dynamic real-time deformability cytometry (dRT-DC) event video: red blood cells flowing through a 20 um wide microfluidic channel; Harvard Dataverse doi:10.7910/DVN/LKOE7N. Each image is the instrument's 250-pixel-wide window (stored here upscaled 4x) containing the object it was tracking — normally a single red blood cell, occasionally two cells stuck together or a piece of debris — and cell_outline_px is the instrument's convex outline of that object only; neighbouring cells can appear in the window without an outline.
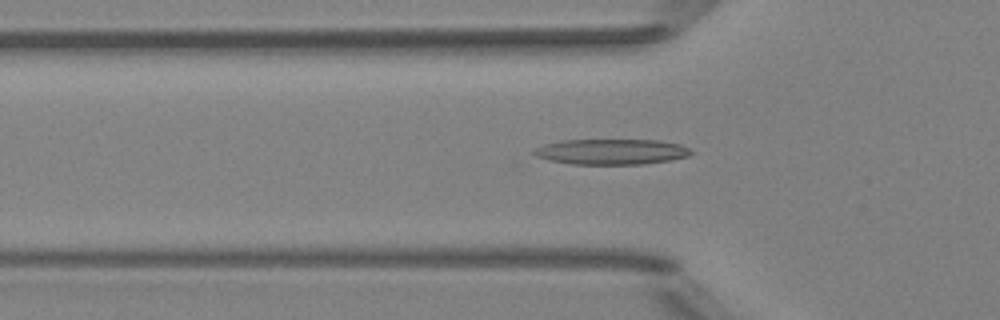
{"species": "Egyptian fruit bat (a non-hibernating species)", "species_latin": "Rousettus aegyptiacus", "temperature_condition": "room temperature", "stored_images_in_passage": 39, "camera_frame_rate_fps": 3000, "um_per_image_px": 0.085, "animal": {"sex": "female"}, "frame": {"image": 1, "passage_image": 8, "time_ms": 2.333, "image_size_px": [1000, 320], "cell_outline_px": [[692, 152], [688, 156], [672, 160], [640, 164], [572, 164], [548, 160], [536, 156], [532, 152], [536, 148], [544, 144], [560, 140], [660, 140], [680, 144], [688, 148]], "centroid_in_image_um": [51.96, 12.89], "position_along_channel_um": 73.8, "area_um2": 23.35}}
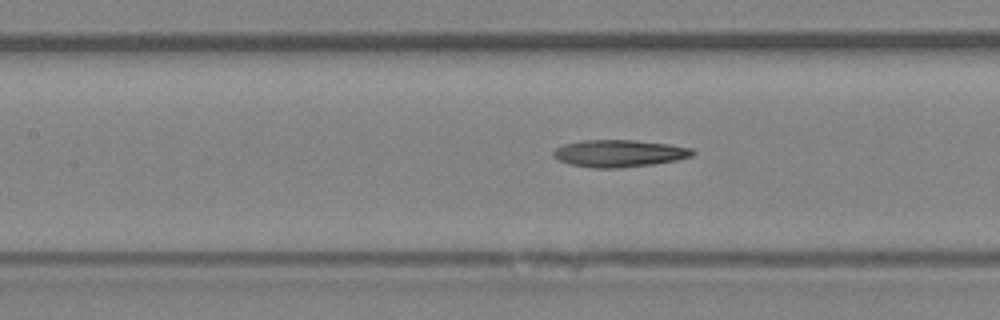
{"frame": {"image": 2, "passage_image": 14, "time_ms": 4.333, "image_size_px": [1000, 320], "cell_outline_px": [[696, 152], [692, 156], [676, 160], [652, 164], [620, 168], [592, 168], [568, 164], [560, 160], [552, 152], [556, 148], [564, 144], [584, 140], [632, 140], [668, 144], [692, 148]], "centroid_in_image_um": [52.64, 13.04], "position_along_channel_um": 154.8, "area_um2": 21.91}}
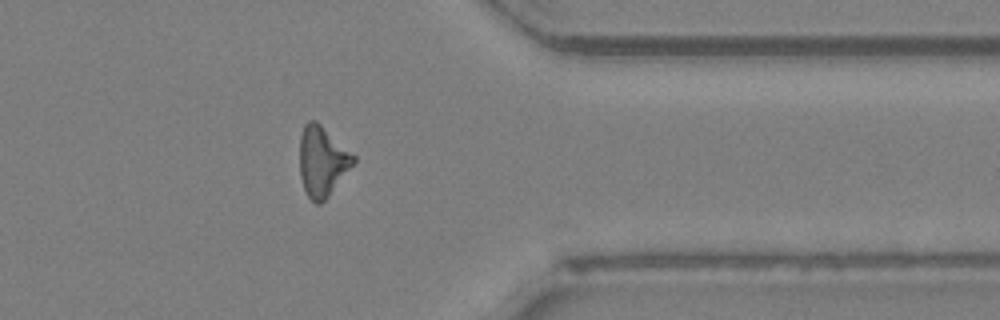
{"frame": {"image": 3, "passage_image": 32, "time_ms": 10.333, "image_size_px": [1000, 320], "cell_outline_px": [[356, 160], [328, 196], [320, 204], [316, 204], [308, 196], [304, 188], [300, 176], [300, 136], [304, 124], [308, 120], [316, 120], [356, 156]], "centroid_in_image_um": [27.38, 13.68], "position_along_channel_um": 384.0, "area_um2": 21.73}, "authors_computed_cell_mechanics": {"area_um2": 21.6172, "velocity_mm_per_s": 4.0264, "shape_relaxation_time_tau1_ms": 10.4416, "shape_relaxation_time_tau2_ms": 4.7447, "deformation_change_tau1": 0.2743, "deformation_change_tau2": 0.1862}}